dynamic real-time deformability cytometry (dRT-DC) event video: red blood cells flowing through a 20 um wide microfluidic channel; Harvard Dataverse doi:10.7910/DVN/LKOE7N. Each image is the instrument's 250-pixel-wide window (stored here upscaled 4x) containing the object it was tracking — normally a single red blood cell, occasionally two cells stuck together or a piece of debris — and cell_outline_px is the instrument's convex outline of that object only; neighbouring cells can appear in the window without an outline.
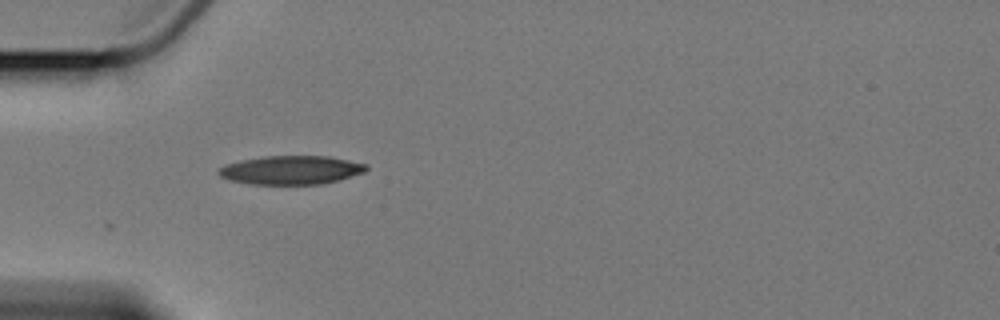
{"species": "Egyptian fruit bat (a non-hibernating species)", "species_latin": "Rousettus aegyptiacus", "temperature_condition": "cold", "stored_images_in_passage": 4, "camera_frame_rate_fps": 3000, "um_per_image_px": 0.085, "animal": {"sex": "female"}, "frame": {"image": 1, "passage_image": 1, "time_ms": 0.0, "image_size_px": [1000, 320], "cell_outline_px": [[368, 168], [364, 172], [340, 180], [320, 184], [248, 184], [228, 180], [220, 176], [216, 172], [224, 164], [240, 160], [264, 156], [328, 156], [368, 164]], "centroid_in_image_um": [24.71, 14.45], "position_along_channel_um": 60.3, "area_um2": 24.85}}
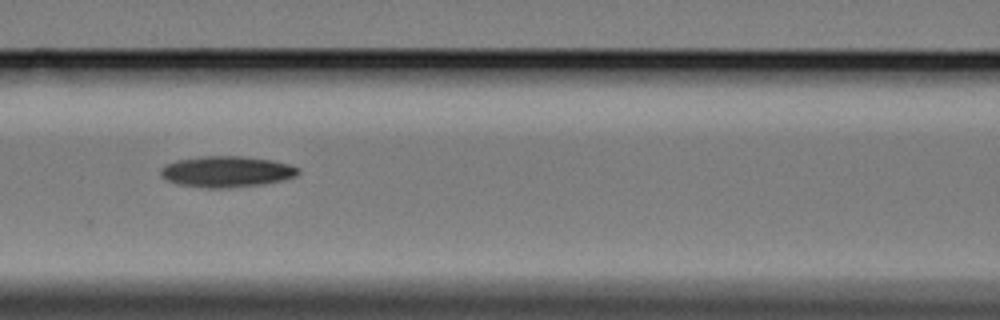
{"frame": {"image": 2, "passage_image": 3, "time_ms": 2.667, "image_size_px": [1000, 320], "cell_outline_px": [[300, 172], [296, 176], [280, 180], [260, 184], [224, 188], [208, 188], [176, 184], [160, 176], [160, 168], [164, 164], [176, 160], [204, 156], [240, 156], [272, 160], [288, 164], [300, 168]], "centroid_in_image_um": [19.21, 14.58], "position_along_channel_um": 147.4, "area_um2": 24.8}}
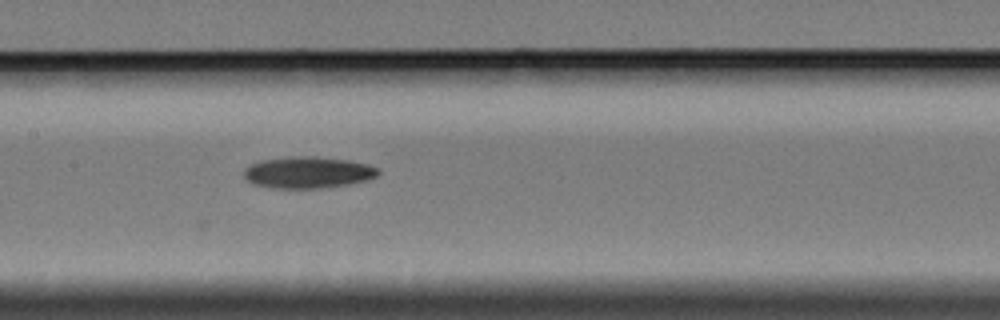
{"frame": {"image": 3, "passage_image": 4, "time_ms": 3.667, "image_size_px": [1000, 320], "cell_outline_px": [[380, 172], [376, 176], [368, 180], [348, 184], [320, 188], [272, 188], [252, 184], [244, 176], [244, 168], [260, 160], [292, 156], [316, 156], [348, 160], [368, 164], [380, 168]], "centroid_in_image_um": [26.18, 14.65], "position_along_channel_um": 181.2, "area_um2": 24.85}}